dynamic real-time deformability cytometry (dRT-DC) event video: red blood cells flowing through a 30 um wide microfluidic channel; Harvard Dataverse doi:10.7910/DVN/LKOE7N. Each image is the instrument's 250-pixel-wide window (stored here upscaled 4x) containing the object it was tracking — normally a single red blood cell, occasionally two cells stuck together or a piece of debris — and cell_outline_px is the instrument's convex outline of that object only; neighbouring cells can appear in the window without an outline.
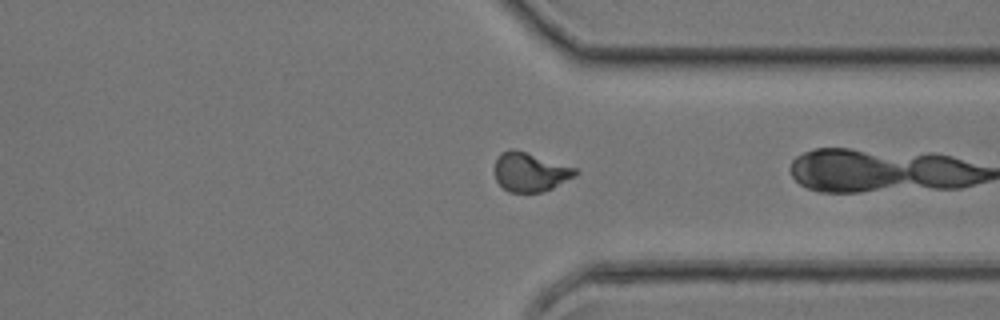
{"species": "common noctule bat (a hibernating species)", "species_latin": "Nyctalus noctula", "temperature_condition": "room temperature", "stored_images_in_passage": 33, "camera_frame_rate_fps": 3000, "um_per_image_px": 0.085, "animal": {"sex": "female", "body_mass_g": 17.0, "forearm_length_mm": 48.0}, "frame": {"image": 1, "passage_image": 32, "time_ms": 10.333, "image_size_px": [1000, 320], "cell_outline_px": [[580, 172], [576, 176], [552, 188], [540, 192], [508, 192], [496, 180], [496, 160], [500, 152], [508, 148], [512, 148], [576, 168]], "centroid_in_image_um": [45.07, 14.62], "position_along_channel_um": 366.3, "area_um2": 18.15}}